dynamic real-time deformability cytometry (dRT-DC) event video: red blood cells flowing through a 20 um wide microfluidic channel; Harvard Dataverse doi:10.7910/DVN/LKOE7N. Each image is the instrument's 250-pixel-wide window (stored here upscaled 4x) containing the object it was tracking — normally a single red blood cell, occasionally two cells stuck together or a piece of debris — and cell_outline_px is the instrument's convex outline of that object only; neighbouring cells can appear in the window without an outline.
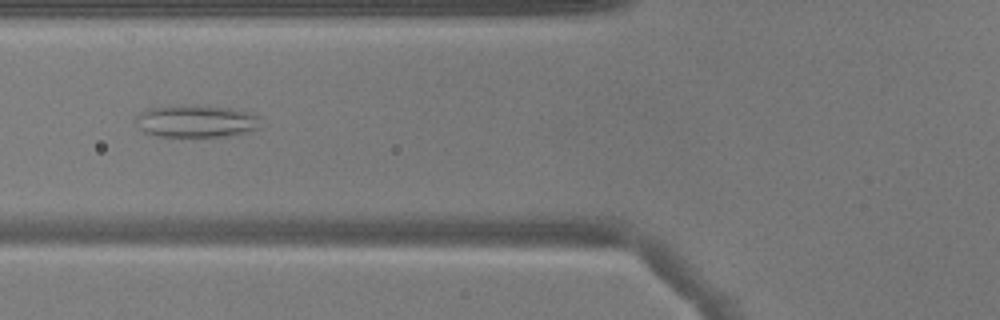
{"species": "common noctule bat (a hibernating species)", "species_latin": "Nyctalus noctula", "temperature_condition": "warm", "stored_images_in_passage": 37, "camera_frame_rate_fps": 3000, "um_per_image_px": 0.085, "animal": {"sex": "male", "body_mass_g": 17.9}, "frame": {"image": 1, "passage_image": 6, "time_ms": 1.667, "image_size_px": [1000, 320], "cell_outline_px": [[260, 128], [228, 136], [156, 136], [144, 132], [140, 128], [136, 120], [136, 116], [144, 108], [192, 104], [196, 104], [232, 108], [248, 112], [260, 116]], "centroid_in_image_um": [16.67, 10.28], "position_along_channel_um": 109.1, "area_um2": 23.81}}
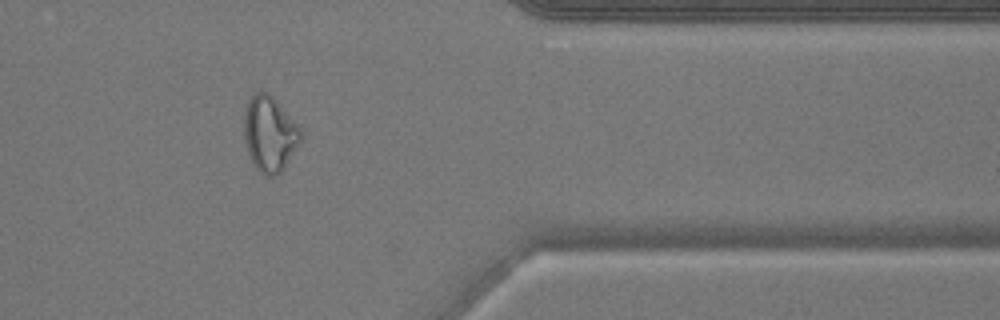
{"frame": {"image": 2, "passage_image": 28, "time_ms": 9.0, "image_size_px": [1000, 320], "cell_outline_px": [[304, 136], [284, 168], [280, 172], [272, 176], [264, 176], [252, 164], [248, 152], [244, 136], [244, 112], [248, 100], [260, 88], [268, 92], [276, 100], [304, 132]], "centroid_in_image_um": [22.92, 11.36], "position_along_channel_um": 388.5, "area_um2": 25.14}}
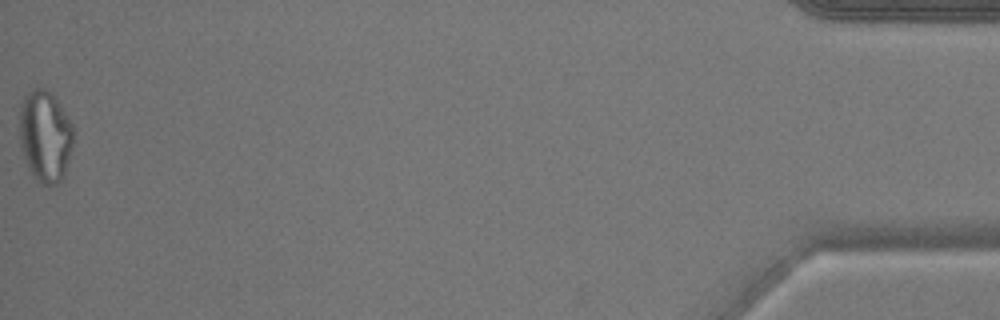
{"frame": {"image": 3, "passage_image": 37, "time_ms": 12.0, "image_size_px": [1000, 320], "cell_outline_px": [[72, 144], [64, 176], [56, 184], [48, 188], [36, 180], [28, 168], [20, 148], [20, 104], [24, 96], [32, 88], [48, 88], [52, 92], [72, 124]], "centroid_in_image_um": [3.81, 11.57], "position_along_channel_um": 431.4, "area_um2": 28.96}}